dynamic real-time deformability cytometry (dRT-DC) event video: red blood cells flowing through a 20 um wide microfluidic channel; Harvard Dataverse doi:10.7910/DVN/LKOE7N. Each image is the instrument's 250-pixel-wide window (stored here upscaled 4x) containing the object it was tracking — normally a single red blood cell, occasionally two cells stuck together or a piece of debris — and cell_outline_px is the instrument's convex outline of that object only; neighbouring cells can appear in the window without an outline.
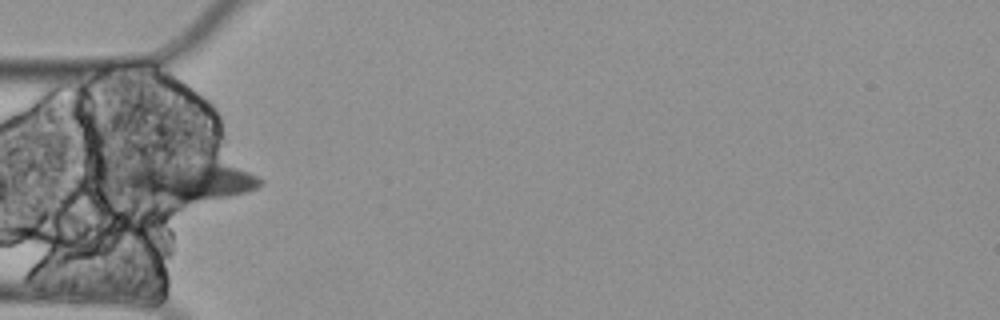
{"species": "Egyptian fruit bat (a non-hibernating species)", "species_latin": "Rousettus aegyptiacus", "temperature_condition": "cold", "stored_images_in_passage": 1, "camera_frame_rate_fps": 3000, "um_per_image_px": 0.085, "animal": {"sex": "female"}, "frame": {"image": 1, "passage_image": 1, "time_ms": 0.0, "image_size_px": [1000, 320], "cell_outline_px": [[264, 180], [256, 188], [248, 192], [176, 208], [128, 188], [128, 176], [136, 164], [220, 164], [236, 168], [248, 172]], "centroid_in_image_um": [16.17, 15.51], "position_along_channel_um": 68.8, "area_um2": 30.69}}